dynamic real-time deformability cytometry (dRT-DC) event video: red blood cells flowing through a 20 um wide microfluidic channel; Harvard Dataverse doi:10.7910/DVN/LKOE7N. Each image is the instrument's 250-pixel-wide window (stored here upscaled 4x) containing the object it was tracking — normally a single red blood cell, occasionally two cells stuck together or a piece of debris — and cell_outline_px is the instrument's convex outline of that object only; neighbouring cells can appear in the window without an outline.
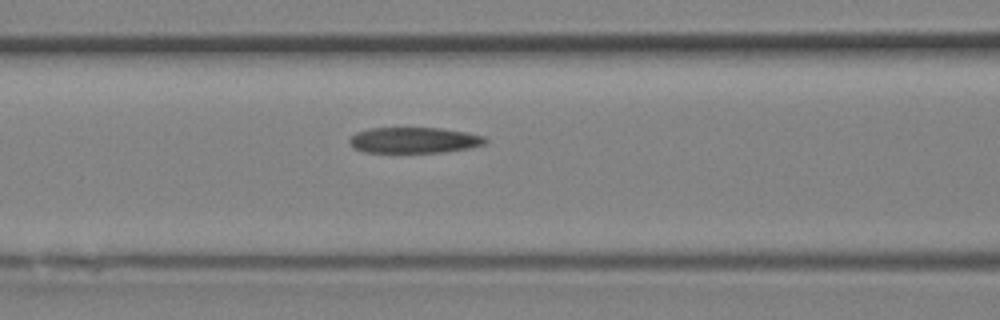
{"species": "Egyptian fruit bat (a non-hibernating species)", "species_latin": "Rousettus aegyptiacus", "temperature_condition": "room temperature", "stored_images_in_passage": 18, "camera_frame_rate_fps": 3000, "um_per_image_px": 0.085, "animal": {"sex": "female"}, "frame": {"image": 1, "passage_image": 6, "time_ms": 1.667, "image_size_px": [1000, 320], "cell_outline_px": [[488, 140], [484, 144], [468, 148], [444, 152], [364, 152], [352, 148], [348, 140], [356, 132], [368, 128], [440, 128], [464, 132], [484, 136]], "centroid_in_image_um": [35.15, 11.91], "position_along_channel_um": 131.4, "area_um2": 20.4}}
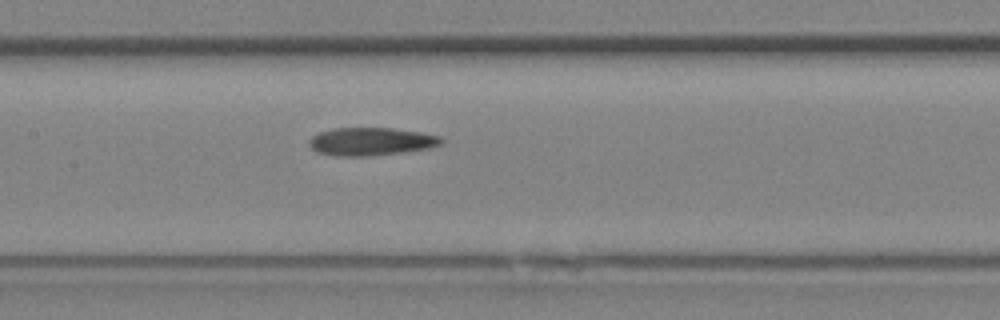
{"frame": {"image": 2, "passage_image": 8, "time_ms": 2.333, "image_size_px": [1000, 320], "cell_outline_px": [[444, 140], [440, 144], [428, 148], [404, 152], [364, 156], [336, 156], [316, 152], [308, 144], [308, 140], [312, 136], [320, 132], [332, 128], [392, 128], [420, 132], [440, 136]], "centroid_in_image_um": [31.5, 12.02], "position_along_channel_um": 175.9, "area_um2": 21.5}}
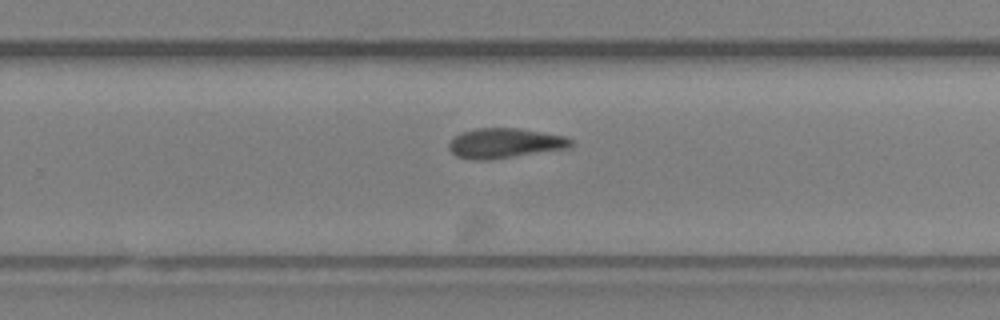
{"frame": {"image": 3, "passage_image": 13, "time_ms": 4.0, "image_size_px": [1000, 320], "cell_outline_px": [[572, 148], [492, 160], [472, 160], [456, 156], [448, 148], [448, 144], [456, 136], [464, 132], [476, 128], [516, 128], [564, 136], [572, 140]], "centroid_in_image_um": [42.93, 12.19], "position_along_channel_um": 286.9, "area_um2": 21.33}}